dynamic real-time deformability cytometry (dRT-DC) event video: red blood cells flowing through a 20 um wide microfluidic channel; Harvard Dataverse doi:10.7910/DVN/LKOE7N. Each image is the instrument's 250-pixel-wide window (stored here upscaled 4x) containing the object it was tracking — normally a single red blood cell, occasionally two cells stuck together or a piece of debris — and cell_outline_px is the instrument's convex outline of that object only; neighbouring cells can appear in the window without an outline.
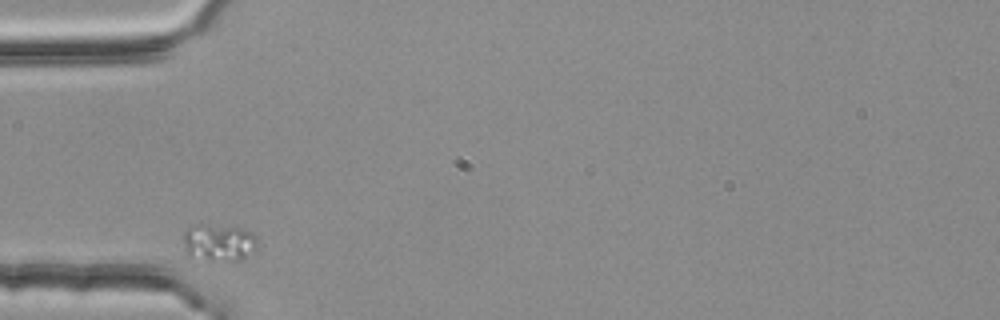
{"species": "common noctule bat (a hibernating species)", "species_latin": "Nyctalus noctula", "temperature_condition": "room temperature", "stored_images_in_passage": 8, "camera_frame_rate_fps": 3000, "um_per_image_px": 0.085, "animal": {"sex": "female", "body_mass_g": 25.1}, "frame": {"image": 1, "passage_image": 6, "time_ms": 1.667, "image_size_px": [1000, 320], "cell_outline_px": [[256, 244], [240, 260], [232, 264], [208, 260], [188, 256], [184, 248], [184, 232], [192, 224], [208, 224], [240, 228], [252, 232], [256, 236]], "centroid_in_image_um": [18.54, 20.63], "position_along_channel_um": 66.5, "area_um2": 16.24}}